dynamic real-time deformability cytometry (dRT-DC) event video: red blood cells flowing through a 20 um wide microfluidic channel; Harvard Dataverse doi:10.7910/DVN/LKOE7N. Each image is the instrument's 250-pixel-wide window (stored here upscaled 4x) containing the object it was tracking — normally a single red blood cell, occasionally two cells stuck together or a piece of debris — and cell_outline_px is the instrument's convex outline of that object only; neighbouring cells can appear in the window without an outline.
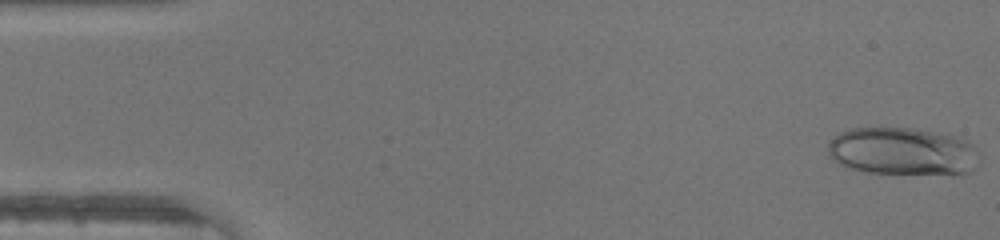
{"species": "human", "species_latin": "Homo sapiens", "temperature_condition": "warm", "stored_images_in_passage": 46, "camera_frame_rate_fps": 3000, "um_per_image_px": 0.085, "donor": {"sex": "male"}, "frame": {"image": 1, "passage_image": 1, "time_ms": 0.0, "image_size_px": [1000, 240], "cell_outline_px": [[976, 152], [972, 168], [968, 172], [952, 176], [868, 172], [848, 168], [832, 160], [828, 152], [828, 144], [840, 132], [852, 128], [912, 128], [956, 136], [968, 140], [972, 144]], "centroid_in_image_um": [76.7, 12.89], "position_along_channel_um": 8.3, "area_um2": 42.25}}
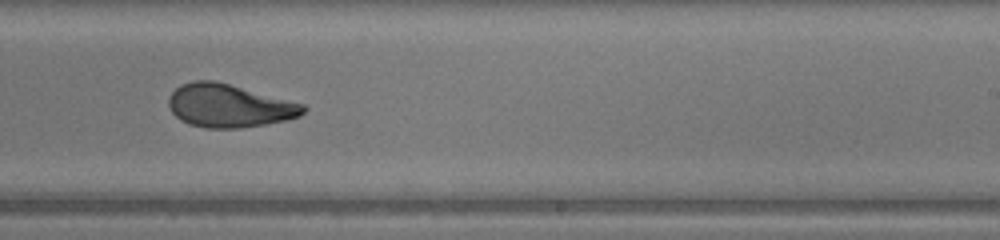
{"frame": {"image": 2, "passage_image": 28, "time_ms": 9.0, "image_size_px": [1000, 240], "cell_outline_px": [[308, 108], [300, 116], [288, 120], [240, 128], [208, 128], [188, 124], [180, 120], [172, 112], [168, 104], [168, 96], [180, 84], [192, 80], [212, 80], [228, 84], [304, 104]], "centroid_in_image_um": [19.45, 8.99], "position_along_channel_um": 269.6, "area_um2": 33.76}}
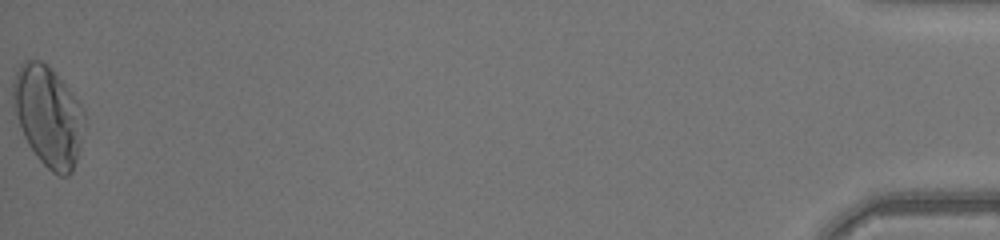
{"frame": {"image": 3, "passage_image": 46, "time_ms": 15.0, "image_size_px": [1000, 240], "cell_outline_px": [[84, 120], [76, 160], [72, 172], [68, 176], [60, 176], [52, 172], [36, 156], [28, 144], [20, 128], [12, 96], [12, 84], [16, 72], [20, 64], [24, 60], [40, 60], [68, 88], [80, 104], [84, 112]], "centroid_in_image_um": [4.07, 9.88], "position_along_channel_um": 431.1, "area_um2": 40.75}}